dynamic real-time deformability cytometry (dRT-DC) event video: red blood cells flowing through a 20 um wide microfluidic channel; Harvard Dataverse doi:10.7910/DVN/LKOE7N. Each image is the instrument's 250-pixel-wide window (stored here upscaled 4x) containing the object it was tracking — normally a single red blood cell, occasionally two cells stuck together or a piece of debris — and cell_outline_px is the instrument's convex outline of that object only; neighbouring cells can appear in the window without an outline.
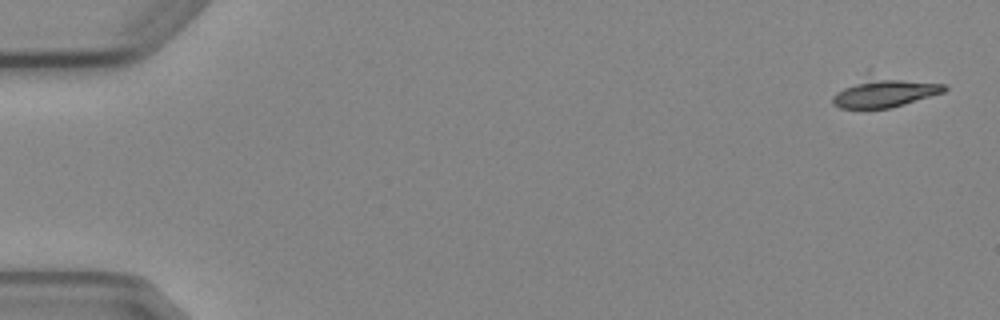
{"species": "Egyptian fruit bat (a non-hibernating species)", "species_latin": "Rousettus aegyptiacus", "temperature_condition": "cold", "stored_images_in_passage": 5, "segment_of_instrument_passage": [1, 2], "camera_frame_rate_fps": 3000, "um_per_image_px": 0.085, "animal": {"sex": "female"}, "frame": {"image": 1, "passage_image": 1, "time_ms": 0.0, "image_size_px": [1000, 320], "cell_outline_px": [[948, 88], [944, 92], [904, 104], [888, 108], [840, 108], [832, 104], [832, 96], [836, 92], [868, 68], [944, 84]], "centroid_in_image_um": [75.14, 7.7], "position_along_channel_um": 9.9, "area_um2": 21.33}}